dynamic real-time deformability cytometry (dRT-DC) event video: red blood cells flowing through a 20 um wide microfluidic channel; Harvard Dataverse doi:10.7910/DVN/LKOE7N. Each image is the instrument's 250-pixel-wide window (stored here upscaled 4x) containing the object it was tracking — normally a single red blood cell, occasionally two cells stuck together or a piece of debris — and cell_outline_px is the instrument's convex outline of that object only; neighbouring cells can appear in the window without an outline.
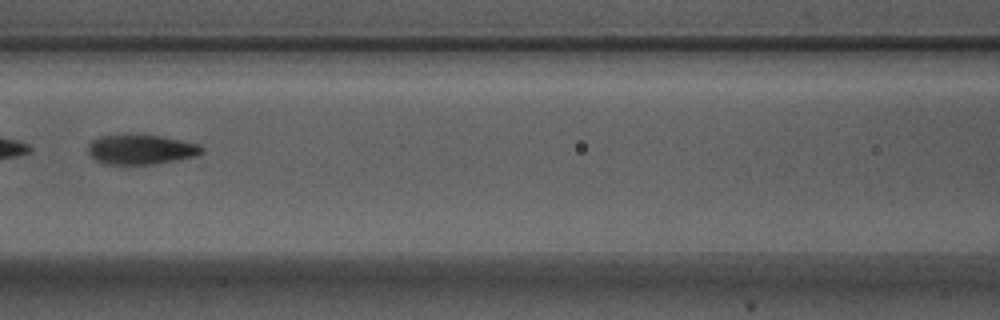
{"species": "Egyptian fruit bat (a non-hibernating species)", "species_latin": "Rousettus aegyptiacus", "temperature_condition": "warm", "stored_images_in_passage": 7, "camera_frame_rate_fps": 3000, "um_per_image_px": 0.085, "animal": {"sex": "male"}, "frame": {"image": 1, "passage_image": 6, "time_ms": 1.667, "image_size_px": [1000, 320], "cell_outline_px": [[204, 152], [196, 156], [152, 164], [104, 164], [96, 160], [88, 152], [88, 144], [92, 140], [100, 136], [160, 136], [200, 144], [204, 148]], "centroid_in_image_um": [12.0, 12.72], "position_along_channel_um": 154.6, "area_um2": 19.31}}
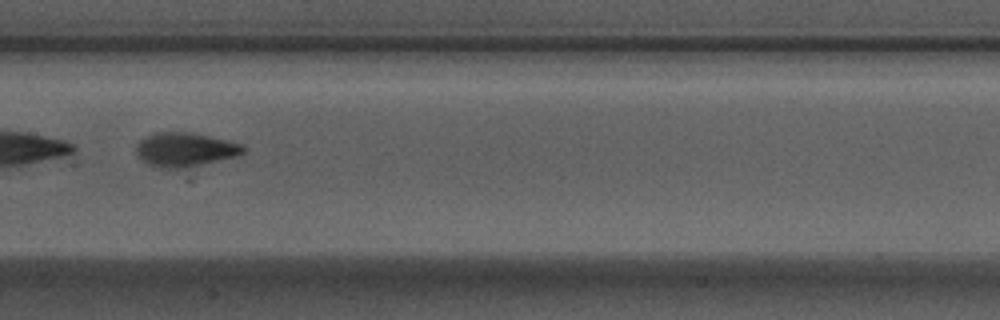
{"frame": {"image": 2, "passage_image": 7, "time_ms": 2.0, "image_size_px": [1000, 320], "cell_outline_px": [[248, 148], [244, 152], [236, 156], [200, 164], [180, 168], [160, 168], [148, 164], [136, 152], [136, 144], [140, 140], [156, 132], [184, 132], [208, 136], [228, 140], [244, 144]], "centroid_in_image_um": [15.75, 12.7], "position_along_channel_um": 191.6, "area_um2": 20.87}}